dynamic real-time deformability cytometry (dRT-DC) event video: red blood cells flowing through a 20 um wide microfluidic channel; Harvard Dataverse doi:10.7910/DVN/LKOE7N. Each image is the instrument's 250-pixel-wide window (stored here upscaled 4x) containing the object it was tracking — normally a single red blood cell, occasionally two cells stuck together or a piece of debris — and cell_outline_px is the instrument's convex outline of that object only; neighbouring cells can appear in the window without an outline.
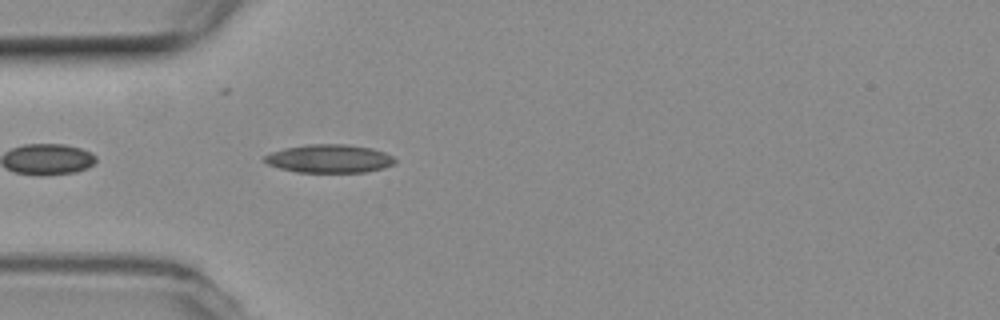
{"species": "common noctule bat (a hibernating species)", "species_latin": "Nyctalus noctula", "temperature_condition": "room temperature", "stored_images_in_passage": 9, "camera_frame_rate_fps": 3000, "um_per_image_px": 0.085, "animal": {"sex": "female", "body_mass_g": 19.3, "forearm_length_mm": 54.1}, "frame": {"image": 1, "passage_image": 3, "time_ms": 0.667, "image_size_px": [1000, 320], "cell_outline_px": [[396, 160], [392, 164], [384, 168], [364, 172], [296, 172], [280, 168], [268, 164], [264, 160], [264, 156], [272, 152], [284, 148], [308, 144], [344, 144], [372, 148], [384, 152], [392, 156]], "centroid_in_image_um": [27.99, 13.48], "position_along_channel_um": 57.0, "area_um2": 21.39}}